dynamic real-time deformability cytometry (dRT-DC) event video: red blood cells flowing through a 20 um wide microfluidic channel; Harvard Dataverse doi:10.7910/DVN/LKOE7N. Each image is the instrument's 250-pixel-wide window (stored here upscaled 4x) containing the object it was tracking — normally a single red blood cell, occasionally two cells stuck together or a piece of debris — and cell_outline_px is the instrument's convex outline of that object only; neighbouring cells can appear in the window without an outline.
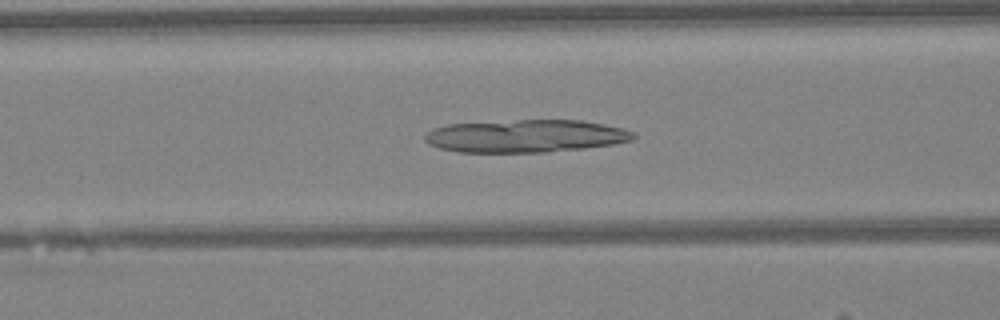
{"species": "Egyptian fruit bat (a non-hibernating species)", "species_latin": "Rousettus aegyptiacus", "temperature_condition": "warm", "stored_images_in_passage": 47, "camera_frame_rate_fps": 3000, "um_per_image_px": 0.085, "animal": {"sex": "female"}, "frame": {"image": 1, "passage_image": 19, "time_ms": 6.0, "image_size_px": [1000, 320], "cell_outline_px": [[636, 136], [632, 140], [612, 144], [584, 148], [548, 152], [456, 152], [440, 148], [428, 144], [424, 140], [424, 136], [432, 128], [448, 124], [516, 120], [580, 120], [604, 124], [624, 128], [636, 132]], "centroid_in_image_um": [44.68, 11.56], "position_along_channel_um": 121.9, "area_um2": 39.94}}
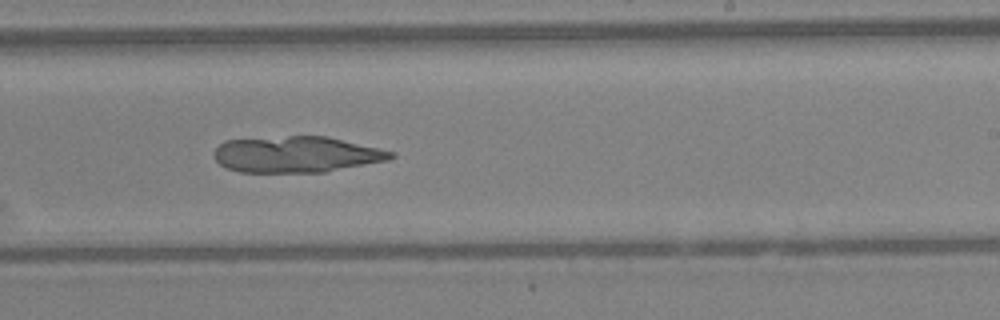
{"frame": {"image": 2, "passage_image": 29, "time_ms": 9.333, "image_size_px": [1000, 320], "cell_outline_px": [[396, 156], [388, 160], [324, 172], [240, 172], [228, 168], [220, 164], [212, 156], [212, 152], [224, 140], [288, 136], [328, 136], [396, 152]], "centroid_in_image_um": [25.19, 13.12], "position_along_channel_um": 263.8, "area_um2": 37.34}}
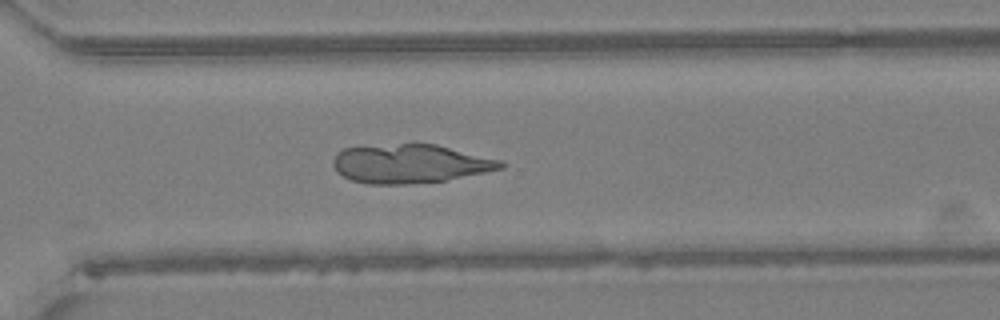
{"frame": {"image": 3, "passage_image": 34, "time_ms": 11.0, "image_size_px": [1000, 320], "cell_outline_px": [[508, 164], [504, 168], [444, 180], [404, 184], [368, 184], [352, 180], [336, 172], [332, 164], [332, 160], [336, 152], [344, 148], [400, 144], [436, 144], [504, 160]], "centroid_in_image_um": [34.88, 13.91], "position_along_channel_um": 335.7, "area_um2": 37.86}}